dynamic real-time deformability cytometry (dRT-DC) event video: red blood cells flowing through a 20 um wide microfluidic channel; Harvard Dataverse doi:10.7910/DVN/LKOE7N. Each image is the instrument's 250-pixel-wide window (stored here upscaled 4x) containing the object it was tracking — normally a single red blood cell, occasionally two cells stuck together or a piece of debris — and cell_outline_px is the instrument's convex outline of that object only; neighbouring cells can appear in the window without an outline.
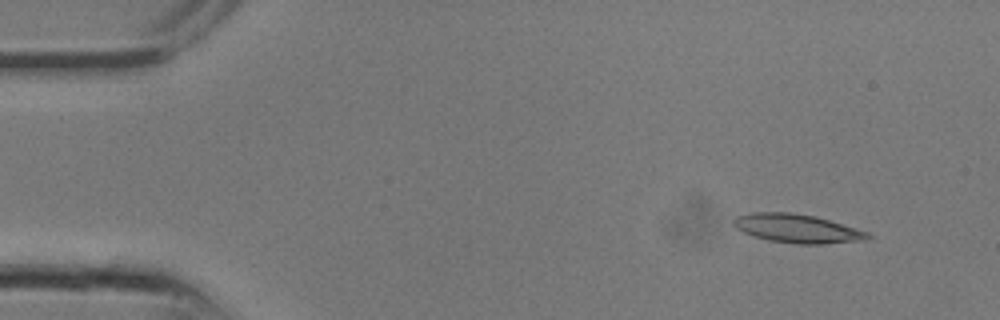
{"species": "common noctule bat (a hibernating species)", "species_latin": "Nyctalus noctula", "temperature_condition": "room temperature", "stored_images_in_passage": 8, "camera_frame_rate_fps": 3000, "um_per_image_px": 0.085, "animal": {"sex": "male", "body_mass_g": 13.3}, "frame": {"image": 1, "passage_image": 1, "time_ms": 0.0, "image_size_px": [1000, 320], "cell_outline_px": [[872, 236], [868, 240], [824, 244], [796, 244], [768, 240], [744, 232], [736, 228], [732, 224], [732, 220], [736, 216], [752, 212], [792, 212], [816, 216], [868, 232]], "centroid_in_image_um": [67.76, 19.42], "position_along_channel_um": 17.2, "area_um2": 22.54}}
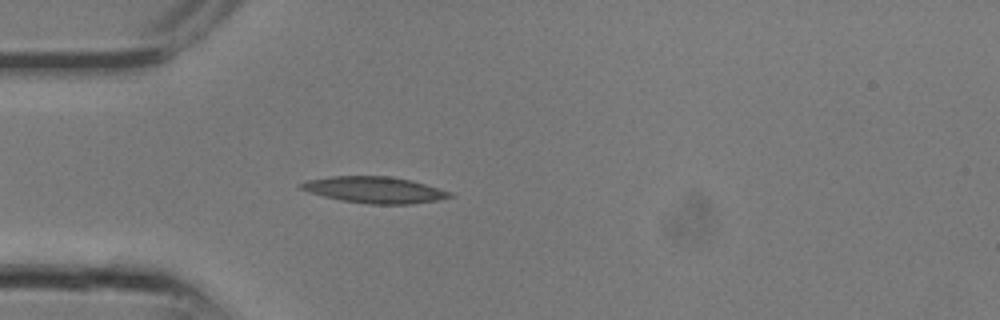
{"frame": {"image": 2, "passage_image": 6, "time_ms": 1.667, "image_size_px": [1000, 320], "cell_outline_px": [[456, 196], [436, 200], [412, 204], [368, 204], [340, 200], [308, 192], [300, 188], [300, 184], [304, 180], [332, 176], [388, 176], [412, 180], [452, 192]], "centroid_in_image_um": [31.84, 16.13], "position_along_channel_um": 53.2, "area_um2": 22.95}}
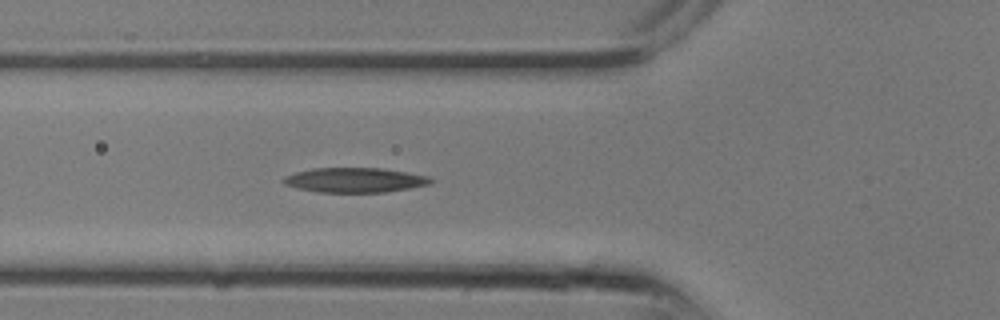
{"frame": {"image": 3, "passage_image": 8, "time_ms": 2.333, "image_size_px": [1000, 320], "cell_outline_px": [[432, 184], [384, 192], [316, 192], [296, 188], [284, 184], [280, 180], [284, 176], [296, 172], [312, 168], [384, 168], [428, 176], [432, 180]], "centroid_in_image_um": [30.11, 15.3], "position_along_channel_um": 95.7, "area_um2": 21.27}}